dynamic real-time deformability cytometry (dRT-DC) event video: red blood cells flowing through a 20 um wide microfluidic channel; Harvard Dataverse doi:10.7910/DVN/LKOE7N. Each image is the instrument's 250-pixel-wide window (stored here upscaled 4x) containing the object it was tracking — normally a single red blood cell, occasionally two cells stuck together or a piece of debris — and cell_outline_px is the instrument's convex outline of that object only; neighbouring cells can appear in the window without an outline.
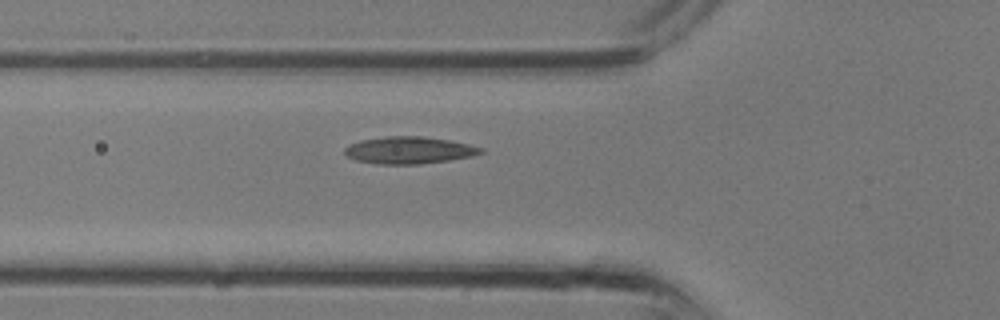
{"species": "common noctule bat (a hibernating species)", "species_latin": "Nyctalus noctula", "temperature_condition": "room temperature", "stored_images_in_passage": 15, "camera_frame_rate_fps": 3000, "um_per_image_px": 0.085, "animal": {"sex": "male", "body_mass_g": 13.3}, "frame": {"image": 1, "passage_image": 11, "time_ms": 3.333, "image_size_px": [1000, 320], "cell_outline_px": [[488, 152], [472, 156], [448, 160], [420, 164], [376, 164], [356, 160], [348, 156], [344, 152], [344, 148], [348, 144], [360, 140], [384, 136], [424, 136], [448, 140], [468, 144], [484, 148]], "centroid_in_image_um": [34.78, 12.76], "position_along_channel_um": 91.0, "area_um2": 21.68}}
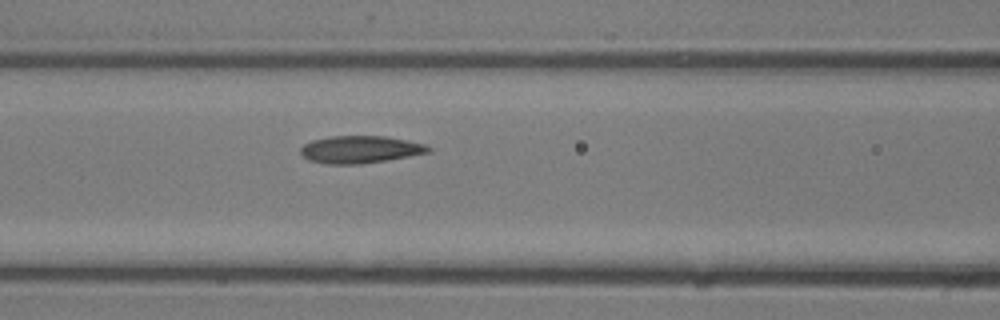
{"frame": {"image": 2, "passage_image": 13, "time_ms": 4.0, "image_size_px": [1000, 320], "cell_outline_px": [[432, 152], [388, 160], [360, 164], [328, 164], [308, 160], [300, 152], [300, 148], [304, 144], [312, 140], [332, 136], [384, 136], [408, 140], [428, 144], [432, 148]], "centroid_in_image_um": [30.67, 12.7], "position_along_channel_um": 135.9, "area_um2": 20.58}}
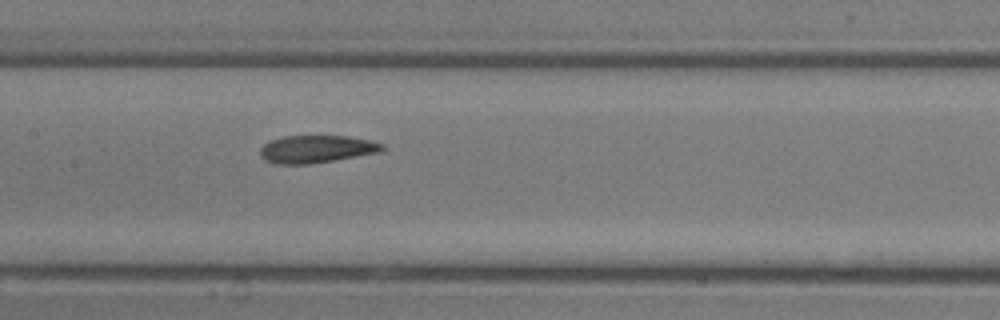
{"frame": {"image": 3, "passage_image": 15, "time_ms": 4.667, "image_size_px": [1000, 320], "cell_outline_px": [[384, 148], [380, 152], [308, 164], [276, 164], [264, 160], [260, 156], [260, 148], [268, 140], [284, 136], [348, 136], [368, 140], [384, 144]], "centroid_in_image_um": [26.84, 12.67], "position_along_channel_um": 180.6, "area_um2": 19.54}}